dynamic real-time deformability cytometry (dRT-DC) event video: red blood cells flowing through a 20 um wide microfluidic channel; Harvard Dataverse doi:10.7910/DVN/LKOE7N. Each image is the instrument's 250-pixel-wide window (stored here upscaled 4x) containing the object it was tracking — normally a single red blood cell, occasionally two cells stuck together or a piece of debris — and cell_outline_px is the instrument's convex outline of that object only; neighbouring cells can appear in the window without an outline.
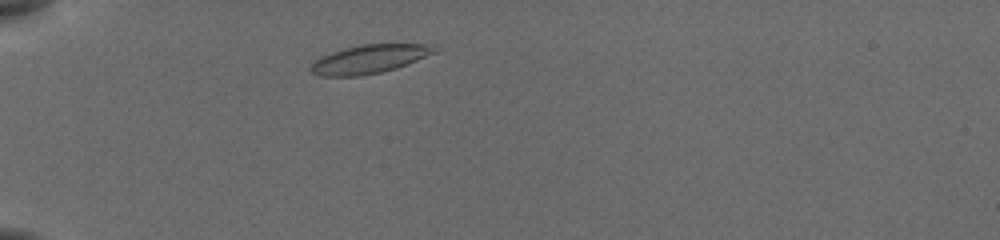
{"species": "common noctule bat (a hibernating species)", "species_latin": "Nyctalus noctula", "temperature_condition": "cold", "stored_images_in_passage": 41, "camera_frame_rate_fps": 3000, "um_per_image_px": 0.085, "animal": {"sex": "female", "body_mass_g": 19.5, "forearm_length_mm": 54.1}, "frame": {"image": 1, "passage_image": 4, "time_ms": 1.0, "image_size_px": [1000, 240], "cell_outline_px": [[440, 48], [436, 52], [408, 64], [396, 68], [380, 72], [360, 76], [320, 76], [312, 72], [308, 68], [320, 56], [344, 48], [364, 44], [436, 44]], "centroid_in_image_um": [31.43, 5.01], "position_along_channel_um": 53.6, "area_um2": 20.69}}
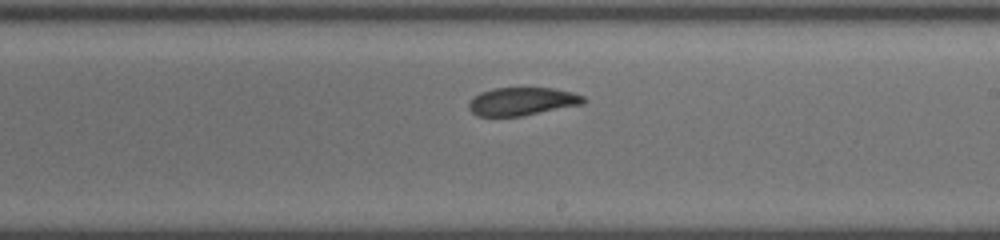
{"frame": {"image": 2, "passage_image": 21, "time_ms": 6.667, "image_size_px": [1000, 240], "cell_outline_px": [[588, 100], [584, 104], [520, 116], [476, 116], [468, 108], [468, 104], [472, 96], [480, 92], [492, 88], [556, 88], [572, 92], [584, 96]], "centroid_in_image_um": [44.38, 8.61], "position_along_channel_um": 244.6, "area_um2": 18.96}}
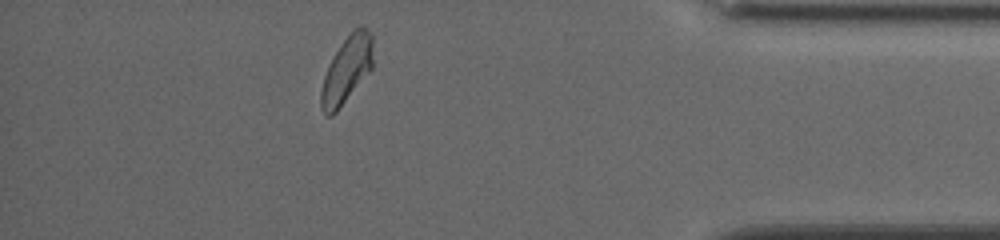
{"frame": {"image": 3, "passage_image": 36, "time_ms": 11.667, "image_size_px": [1000, 240], "cell_outline_px": [[372, 68], [336, 112], [332, 116], [328, 116], [320, 108], [320, 92], [324, 76], [336, 52], [344, 40], [360, 24], [368, 28], [372, 36]], "centroid_in_image_um": [29.47, 5.94], "position_along_channel_um": 405.7, "area_um2": 19.77}, "authors_computed_cell_mechanics": {"area_um2": 19.9988, "velocity_mm_per_s": 3.822, "shape_relaxation_time_tau1_ms": 6.0277, "shape_relaxation_time_tau2_ms": 2.2134, "deformation_change_tau1": 0.108, "deformation_change_tau2": 0.0703}}